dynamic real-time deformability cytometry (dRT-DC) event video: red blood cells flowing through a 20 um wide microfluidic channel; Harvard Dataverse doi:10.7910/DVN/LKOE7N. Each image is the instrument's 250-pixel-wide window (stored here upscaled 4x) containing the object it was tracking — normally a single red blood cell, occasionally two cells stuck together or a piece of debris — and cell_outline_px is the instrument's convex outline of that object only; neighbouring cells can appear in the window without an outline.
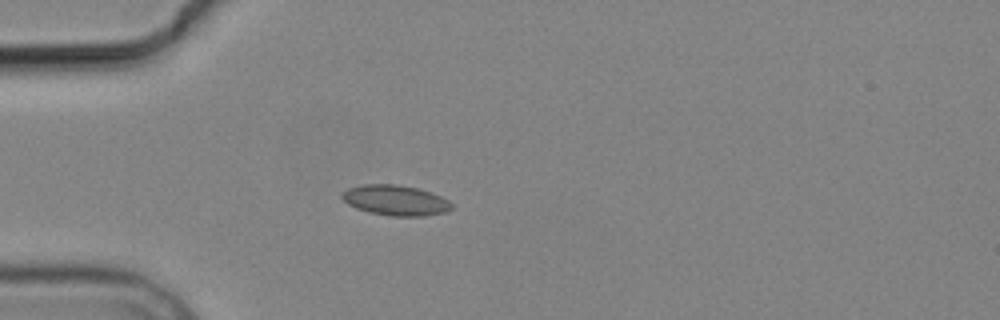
{"species": "common noctule bat (a hibernating species)", "species_latin": "Nyctalus noctula", "temperature_condition": "cold", "stored_images_in_passage": 3, "camera_frame_rate_fps": 3000, "um_per_image_px": 0.085, "animal": {"sex": "male", "body_mass_g": 19.2, "forearm_length_mm": 51.8}, "frame": {"image": 1, "passage_image": 3, "time_ms": 3.333, "image_size_px": [1000, 320], "cell_outline_px": [[452, 208], [444, 212], [424, 216], [392, 216], [368, 212], [356, 208], [348, 204], [340, 196], [348, 188], [364, 184], [396, 184], [416, 188], [440, 196], [448, 200], [452, 204]], "centroid_in_image_um": [33.59, 17.03], "position_along_channel_um": 51.4, "area_um2": 19.19}}